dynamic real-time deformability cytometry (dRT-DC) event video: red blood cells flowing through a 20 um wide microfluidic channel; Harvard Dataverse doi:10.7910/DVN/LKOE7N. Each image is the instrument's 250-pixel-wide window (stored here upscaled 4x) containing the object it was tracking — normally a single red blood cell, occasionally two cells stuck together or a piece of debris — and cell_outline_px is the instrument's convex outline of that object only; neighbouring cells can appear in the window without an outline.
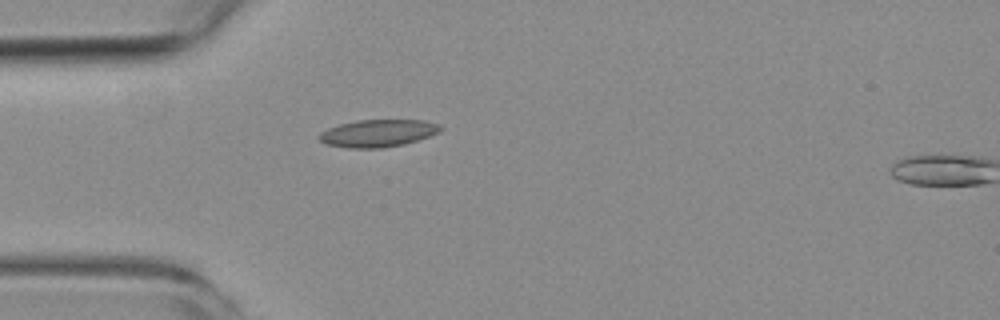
{"species": "common noctule bat (a hibernating species)", "species_latin": "Nyctalus noctula", "temperature_condition": "room temperature", "stored_images_in_passage": 5, "camera_frame_rate_fps": 3000, "um_per_image_px": 0.085, "animal": {"sex": "female", "body_mass_g": 19.3, "forearm_length_mm": 54.1}, "frame": {"image": 1, "passage_image": 5, "time_ms": 5.0, "image_size_px": [1000, 320], "cell_outline_px": [[444, 128], [440, 132], [404, 144], [384, 148], [348, 148], [328, 144], [320, 140], [316, 136], [320, 132], [328, 128], [340, 124], [356, 120], [424, 120], [440, 124]], "centroid_in_image_um": [32.13, 11.32], "position_along_channel_um": 52.9, "area_um2": 19.42}}